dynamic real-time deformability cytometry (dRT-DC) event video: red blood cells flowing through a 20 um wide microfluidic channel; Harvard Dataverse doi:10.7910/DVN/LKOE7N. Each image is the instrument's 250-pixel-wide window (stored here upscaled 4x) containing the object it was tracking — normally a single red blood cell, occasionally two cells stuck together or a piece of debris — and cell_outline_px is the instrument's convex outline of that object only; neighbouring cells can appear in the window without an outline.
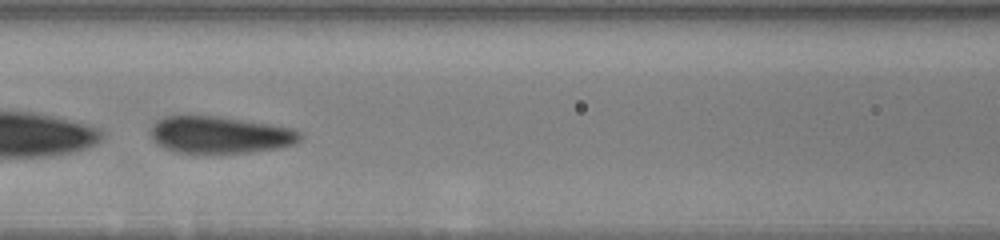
{"species": "human", "species_latin": "Homo sapiens", "temperature_condition": "warm", "stored_images_in_passage": 29, "segment_of_instrument_passage": [2, 2], "camera_frame_rate_fps": 3000, "um_per_image_px": 0.085, "donor": {"sex": "male"}, "frame": {"image": 1, "passage_image": 14, "time_ms": 6.0, "image_size_px": [1000, 240], "cell_outline_px": [[300, 140], [296, 144], [280, 148], [248, 152], [176, 152], [164, 148], [152, 136], [152, 124], [156, 120], [164, 116], [220, 116], [292, 128], [300, 132]], "centroid_in_image_um": [18.72, 11.45], "position_along_channel_um": 147.9, "area_um2": 31.79}}
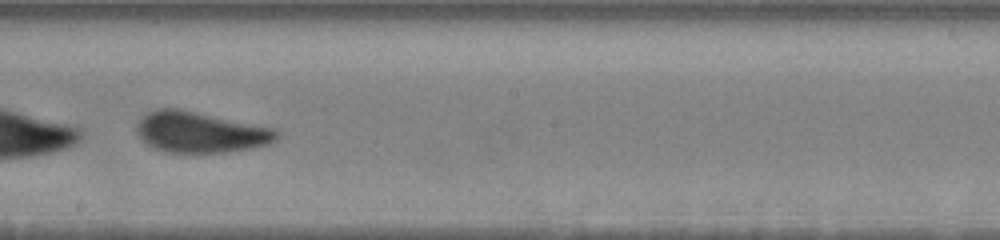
{"frame": {"image": 2, "passage_image": 18, "time_ms": 8.333, "image_size_px": [1000, 240], "cell_outline_px": [[280, 136], [276, 140], [268, 144], [252, 148], [224, 152], [168, 152], [156, 148], [140, 140], [136, 132], [136, 124], [148, 112], [156, 108], [180, 108], [276, 128], [280, 132]], "centroid_in_image_um": [17.05, 11.22], "position_along_channel_um": 231.1, "area_um2": 33.58}}
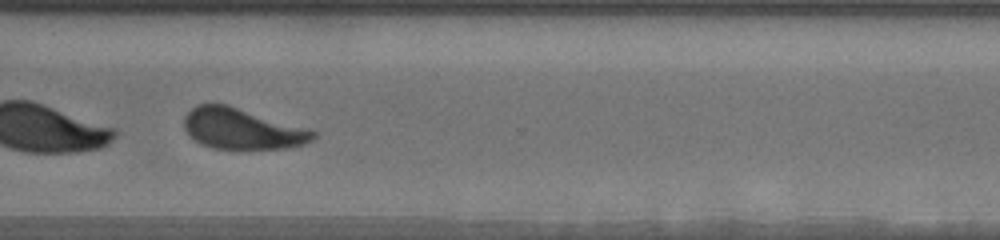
{"frame": {"image": 3, "passage_image": 24, "time_ms": 11.667, "image_size_px": [1000, 240], "cell_outline_px": [[316, 136], [312, 140], [304, 144], [284, 148], [212, 148], [200, 144], [188, 136], [184, 128], [184, 116], [196, 104], [228, 104], [308, 128], [316, 132]], "centroid_in_image_um": [20.55, 10.93], "position_along_channel_um": 350.1, "area_um2": 30.75}}